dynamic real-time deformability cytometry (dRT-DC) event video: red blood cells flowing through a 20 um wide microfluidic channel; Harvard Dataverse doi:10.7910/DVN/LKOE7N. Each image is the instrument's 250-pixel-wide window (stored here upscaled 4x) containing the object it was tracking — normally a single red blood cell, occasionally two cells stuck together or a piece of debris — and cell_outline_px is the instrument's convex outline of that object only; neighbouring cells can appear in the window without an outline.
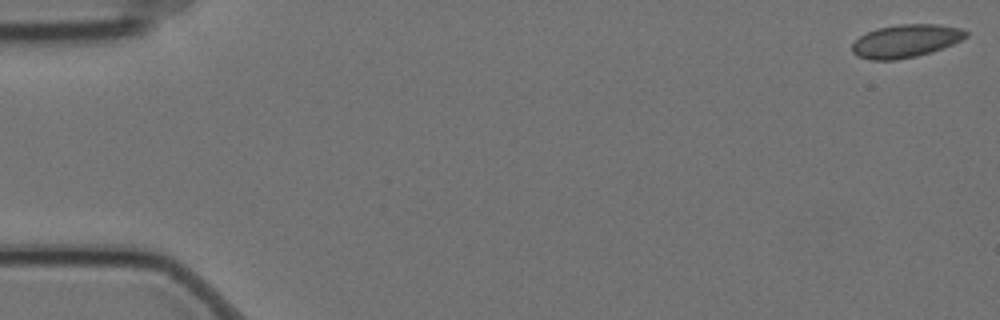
{"species": "Egyptian fruit bat (a non-hibernating species)", "species_latin": "Rousettus aegyptiacus", "temperature_condition": "cold", "stored_images_in_passage": 8, "camera_frame_rate_fps": 3000, "um_per_image_px": 0.085, "animal": {"sex": "female"}, "frame": {"image": 1, "passage_image": 1, "time_ms": 0.0, "image_size_px": [1000, 320], "cell_outline_px": [[968, 36], [952, 44], [932, 52], [916, 56], [896, 60], [872, 60], [856, 56], [852, 52], [852, 44], [860, 36], [876, 28], [900, 24], [940, 24], [960, 28], [968, 32]], "centroid_in_image_um": [76.98, 3.48], "position_along_channel_um": 8.0, "area_um2": 21.91}}
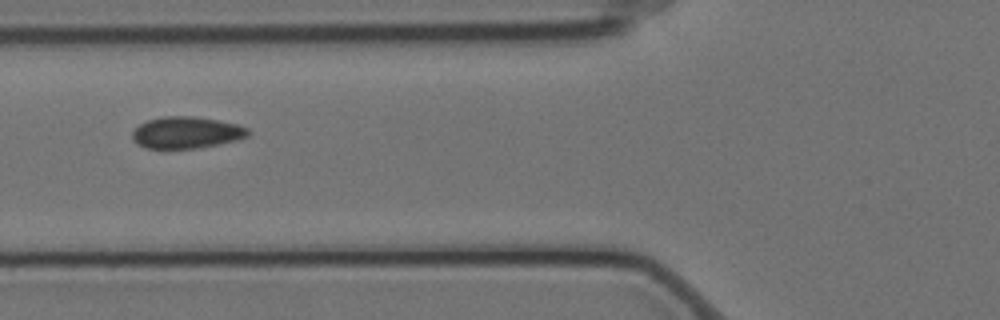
{"frame": {"image": 2, "passage_image": 7, "time_ms": 2.0, "image_size_px": [1000, 320], "cell_outline_px": [[248, 136], [236, 140], [196, 148], [144, 148], [136, 144], [132, 140], [132, 132], [140, 124], [148, 120], [164, 116], [192, 116], [240, 124], [248, 128]], "centroid_in_image_um": [15.82, 11.26], "position_along_channel_um": 110.0, "area_um2": 21.27}}
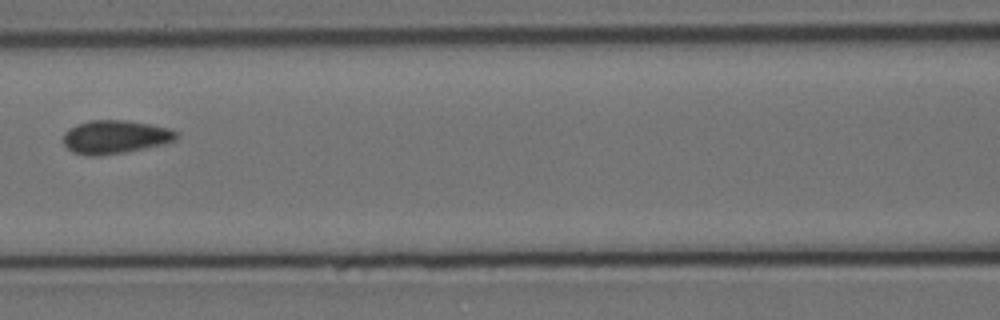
{"frame": {"image": 3, "passage_image": 8, "time_ms": 2.333, "image_size_px": [1000, 320], "cell_outline_px": [[180, 132], [176, 140], [164, 144], [124, 152], [100, 156], [84, 156], [72, 152], [64, 144], [64, 132], [68, 128], [76, 124], [88, 120], [128, 120], [172, 128]], "centroid_in_image_um": [9.8, 11.63], "position_along_channel_um": 156.8, "area_um2": 22.43}}